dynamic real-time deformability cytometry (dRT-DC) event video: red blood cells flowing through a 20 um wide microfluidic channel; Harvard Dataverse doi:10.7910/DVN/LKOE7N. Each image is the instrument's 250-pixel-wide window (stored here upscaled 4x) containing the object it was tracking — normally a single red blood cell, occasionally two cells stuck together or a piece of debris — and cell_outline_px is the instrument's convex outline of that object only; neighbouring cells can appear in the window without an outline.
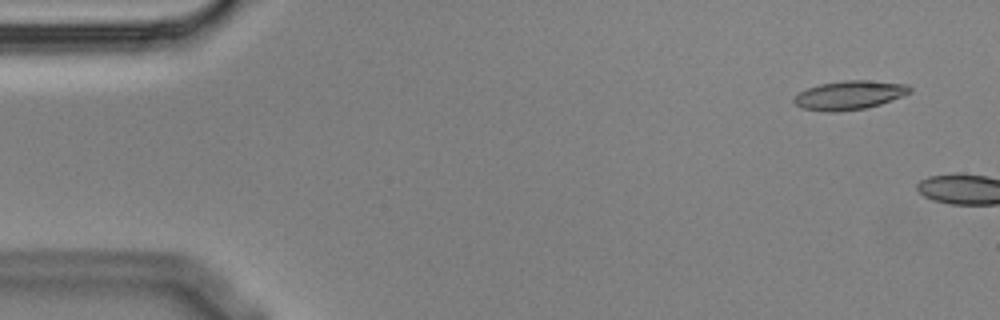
{"species": "Egyptian fruit bat (a non-hibernating species)", "species_latin": "Rousettus aegyptiacus", "temperature_condition": "cold", "stored_images_in_passage": 3, "camera_frame_rate_fps": 3000, "um_per_image_px": 0.085, "animal": {"sex": "male"}, "frame": {"image": 1, "passage_image": 2, "time_ms": 0.333, "image_size_px": [1000, 320], "cell_outline_px": [[912, 92], [880, 104], [868, 108], [836, 112], [828, 112], [804, 108], [796, 104], [792, 100], [800, 92], [808, 88], [820, 84], [844, 80], [868, 80], [908, 84], [912, 88]], "centroid_in_image_um": [72.24, 8.08], "position_along_channel_um": 12.8, "area_um2": 19.42}}